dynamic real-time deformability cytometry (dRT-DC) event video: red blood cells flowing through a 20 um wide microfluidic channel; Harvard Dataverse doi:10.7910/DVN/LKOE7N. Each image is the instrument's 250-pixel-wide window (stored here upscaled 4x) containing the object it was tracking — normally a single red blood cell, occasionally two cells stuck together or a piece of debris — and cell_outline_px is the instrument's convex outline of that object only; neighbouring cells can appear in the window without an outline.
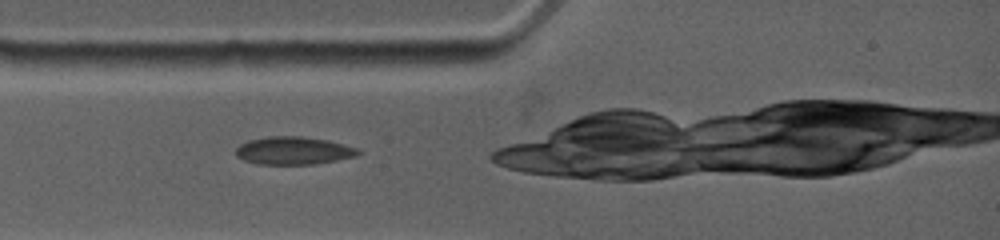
{"species": "common noctule bat (a hibernating species)", "species_latin": "Nyctalus noctula", "temperature_condition": "warm", "stored_images_in_passage": 10, "camera_frame_rate_fps": 4500, "um_per_image_px": 0.085, "animal": {"sex": "female", "body_mass_g": 19.0, "forearm_length_mm": 53.3}, "frame": {"image": 1, "passage_image": 1, "time_ms": 0.0, "image_size_px": [1000, 240], "cell_outline_px": [[364, 152], [356, 156], [316, 164], [260, 164], [244, 160], [236, 156], [236, 148], [240, 144], [248, 140], [268, 136], [300, 136], [328, 140], [356, 148]], "centroid_in_image_um": [24.95, 12.8], "position_along_channel_um": 60.1, "area_um2": 19.83}}